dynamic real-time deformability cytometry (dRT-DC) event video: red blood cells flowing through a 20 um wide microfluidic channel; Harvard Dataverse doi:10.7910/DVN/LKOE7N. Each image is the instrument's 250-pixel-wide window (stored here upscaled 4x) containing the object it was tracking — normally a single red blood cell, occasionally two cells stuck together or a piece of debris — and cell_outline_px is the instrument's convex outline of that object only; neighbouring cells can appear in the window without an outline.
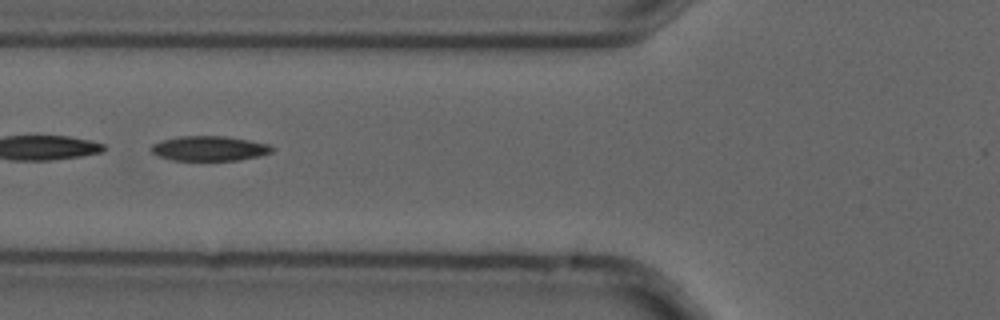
{"species": "common noctule bat (a hibernating species)", "species_latin": "Nyctalus noctula", "temperature_condition": "cold", "stored_images_in_passage": 5, "camera_frame_rate_fps": 3000, "um_per_image_px": 0.085, "animal": {"sex": "male", "forearm_length_mm": 52.5}, "frame": {"image": 1, "passage_image": 4, "time_ms": 1.0, "image_size_px": [1000, 320], "cell_outline_px": [[276, 148], [272, 152], [260, 156], [240, 160], [172, 160], [160, 156], [152, 152], [148, 148], [152, 144], [164, 140], [180, 136], [224, 136], [248, 140], [268, 144]], "centroid_in_image_um": [17.82, 12.62], "position_along_channel_um": 108.0, "area_um2": 17.46}}
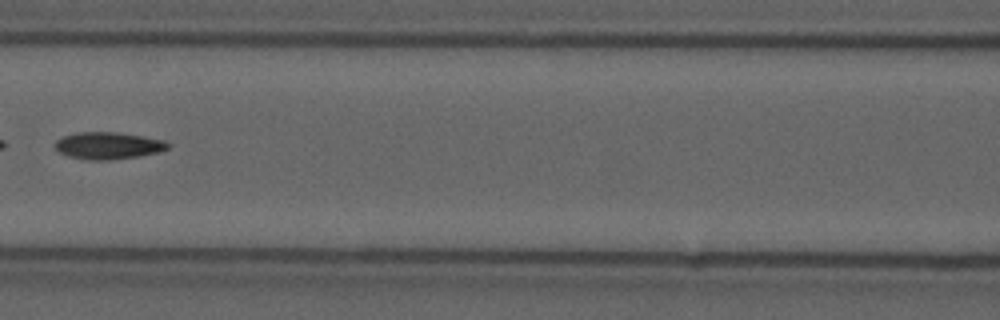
{"frame": {"image": 2, "passage_image": 5, "time_ms": 1.333, "image_size_px": [1000, 320], "cell_outline_px": [[172, 144], [168, 148], [160, 152], [140, 156], [112, 160], [88, 160], [68, 156], [60, 152], [56, 148], [56, 140], [64, 136], [76, 132], [116, 132], [164, 140]], "centroid_in_image_um": [9.23, 12.38], "position_along_channel_um": 157.4, "area_um2": 17.8}}